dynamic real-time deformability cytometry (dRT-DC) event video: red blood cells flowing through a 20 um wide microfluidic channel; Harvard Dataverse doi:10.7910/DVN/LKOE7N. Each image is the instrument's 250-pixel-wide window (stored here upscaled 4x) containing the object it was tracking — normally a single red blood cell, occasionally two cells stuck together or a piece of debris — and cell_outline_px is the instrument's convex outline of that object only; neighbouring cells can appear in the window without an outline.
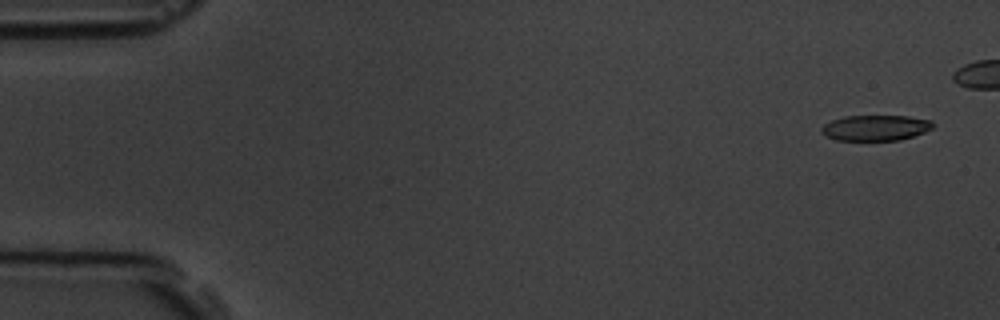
{"species": "common noctule bat (a hibernating species)", "species_latin": "Nyctalus noctula", "temperature_condition": "room temperature", "stored_images_in_passage": 5, "camera_frame_rate_fps": 3000, "um_per_image_px": 0.085, "animal": {"sex": "male", "body_mass_g": 19.5, "forearm_length_mm": 54.6}, "frame": {"image": 1, "passage_image": 1, "time_ms": 0.0, "image_size_px": [1000, 320], "cell_outline_px": [[932, 128], [924, 132], [900, 140], [836, 140], [824, 136], [820, 132], [820, 128], [824, 124], [832, 120], [844, 116], [908, 116], [932, 120]], "centroid_in_image_um": [74.37, 10.86], "position_along_channel_um": 10.6, "area_um2": 16.65}}